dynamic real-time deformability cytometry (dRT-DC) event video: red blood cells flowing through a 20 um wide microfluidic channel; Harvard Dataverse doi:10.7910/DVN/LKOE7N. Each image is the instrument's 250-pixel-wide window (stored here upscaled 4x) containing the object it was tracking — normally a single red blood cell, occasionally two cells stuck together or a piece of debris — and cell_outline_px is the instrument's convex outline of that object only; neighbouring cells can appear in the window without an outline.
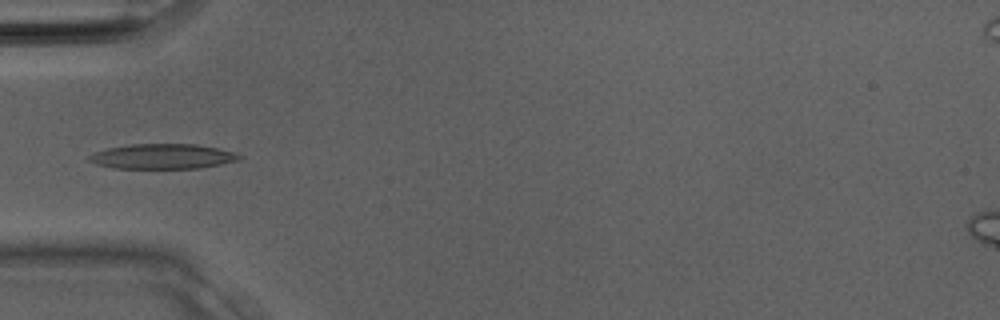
{"species": "Egyptian fruit bat (a non-hibernating species)", "species_latin": "Rousettus aegyptiacus", "temperature_condition": "room temperature", "stored_images_in_passage": 33, "camera_frame_rate_fps": 3000, "um_per_image_px": 0.085, "animal": {"sex": "male"}, "frame": {"image": 1, "passage_image": 11, "time_ms": 3.333, "image_size_px": [1000, 320], "cell_outline_px": [[244, 156], [240, 160], [200, 168], [112, 168], [96, 164], [88, 160], [88, 156], [92, 152], [108, 148], [132, 144], [196, 144], [216, 148], [232, 152]], "centroid_in_image_um": [13.79, 13.29], "position_along_channel_um": 71.2, "area_um2": 21.85}}
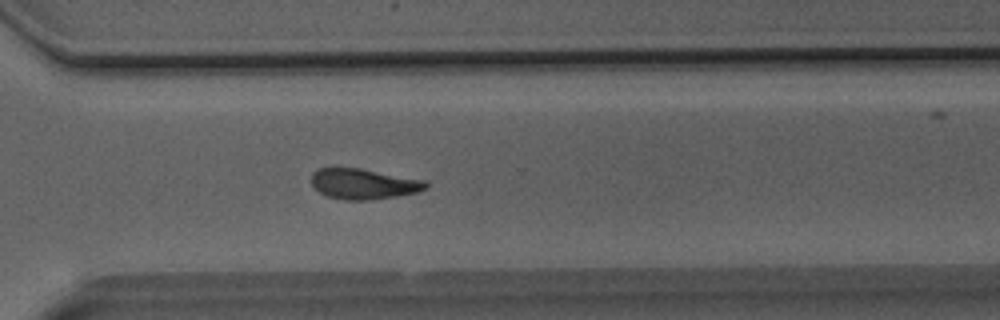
{"frame": {"image": 2, "passage_image": 24, "time_ms": 7.667, "image_size_px": [1000, 320], "cell_outline_px": [[428, 188], [416, 192], [396, 196], [372, 200], [344, 200], [328, 196], [312, 188], [312, 172], [316, 168], [360, 168], [424, 180], [428, 184]], "centroid_in_image_um": [30.87, 15.63], "position_along_channel_um": 339.7, "area_um2": 20.35}}
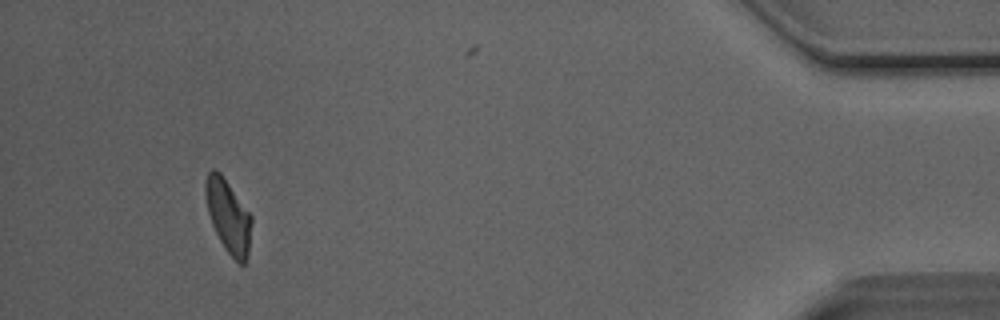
{"frame": {"image": 3, "passage_image": 31, "time_ms": 10.0, "image_size_px": [1000, 320], "cell_outline_px": [[252, 220], [248, 252], [244, 264], [240, 264], [228, 252], [220, 240], [212, 224], [208, 212], [204, 192], [204, 184], [208, 172], [212, 168], [216, 168], [220, 172], [252, 216]], "centroid_in_image_um": [19.38, 18.32], "position_along_channel_um": 415.8, "area_um2": 19.36}}